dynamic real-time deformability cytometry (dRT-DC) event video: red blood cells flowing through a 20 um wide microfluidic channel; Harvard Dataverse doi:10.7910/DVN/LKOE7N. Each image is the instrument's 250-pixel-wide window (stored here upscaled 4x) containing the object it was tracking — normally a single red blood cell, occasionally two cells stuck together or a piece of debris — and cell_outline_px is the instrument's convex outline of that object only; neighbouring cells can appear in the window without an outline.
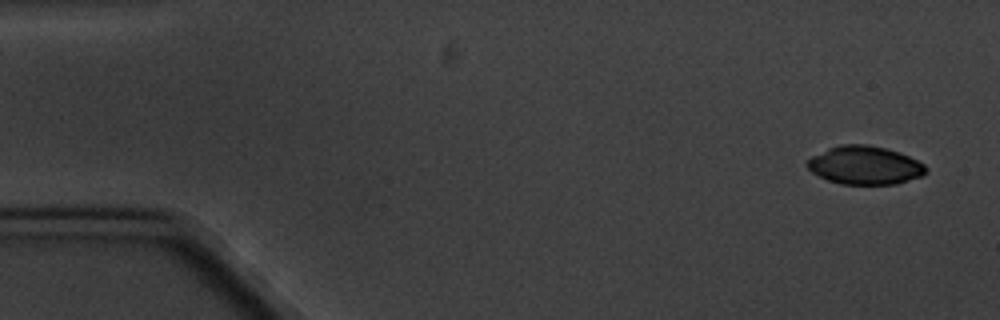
{"species": "common noctule bat (a hibernating species)", "species_latin": "Nyctalus noctula", "temperature_condition": "cold", "stored_images_in_passage": 5, "camera_frame_rate_fps": 3000, "um_per_image_px": 0.085, "animal": {"sex": "male", "body_mass_g": 20.1, "forearm_length_mm": 53.5}, "frame": {"image": 1, "passage_image": 1, "time_ms": 0.0, "image_size_px": [1000, 320], "cell_outline_px": [[928, 172], [924, 176], [896, 184], [840, 184], [828, 180], [812, 172], [804, 164], [812, 156], [828, 148], [840, 144], [868, 144], [900, 152], [924, 164], [928, 168]], "centroid_in_image_um": [73.53, 14.05], "position_along_channel_um": 11.5, "area_um2": 26.7}}